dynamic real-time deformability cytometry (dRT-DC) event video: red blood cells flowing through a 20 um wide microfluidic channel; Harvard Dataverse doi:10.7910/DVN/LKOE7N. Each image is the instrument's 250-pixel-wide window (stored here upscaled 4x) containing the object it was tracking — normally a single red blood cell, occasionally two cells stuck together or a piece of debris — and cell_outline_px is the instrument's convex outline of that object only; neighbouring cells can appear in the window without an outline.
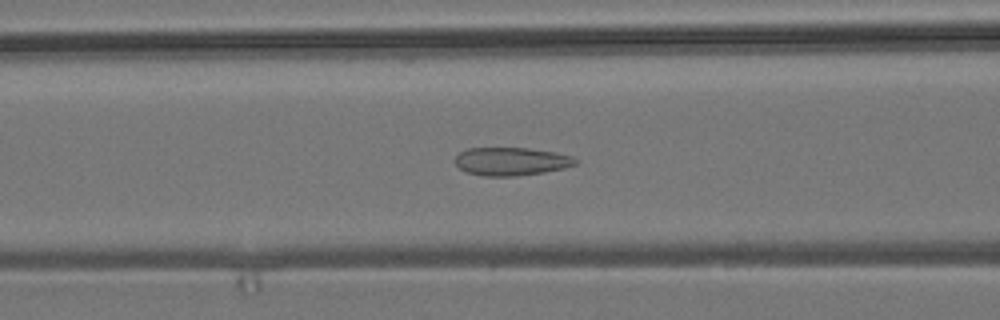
{"species": "common noctule bat (a hibernating species)", "species_latin": "Nyctalus noctula", "temperature_condition": "room temperature", "stored_images_in_passage": 54, "camera_frame_rate_fps": 3000, "um_per_image_px": 0.085, "animal": {"sex": "male", "body_mass_g": 19.2, "forearm_length_mm": 51.8}, "frame": {"image": 1, "passage_image": 22, "time_ms": 7.0, "image_size_px": [1000, 320], "cell_outline_px": [[580, 160], [576, 164], [564, 168], [544, 172], [516, 176], [484, 176], [468, 172], [460, 168], [456, 164], [456, 156], [460, 152], [468, 148], [528, 148], [556, 152], [572, 156]], "centroid_in_image_um": [43.5, 13.71], "position_along_channel_um": 123.1, "area_um2": 19.71}}
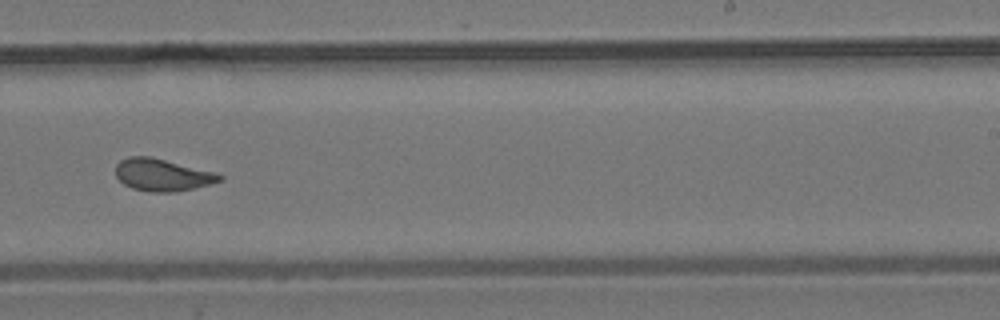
{"frame": {"image": 2, "passage_image": 34, "time_ms": 11.0, "image_size_px": [1000, 320], "cell_outline_px": [[224, 180], [176, 192], [148, 192], [132, 188], [124, 184], [116, 176], [116, 164], [120, 160], [128, 156], [148, 156], [216, 172], [224, 176]], "centroid_in_image_um": [13.79, 14.87], "position_along_channel_um": 275.2, "area_um2": 19.48}}
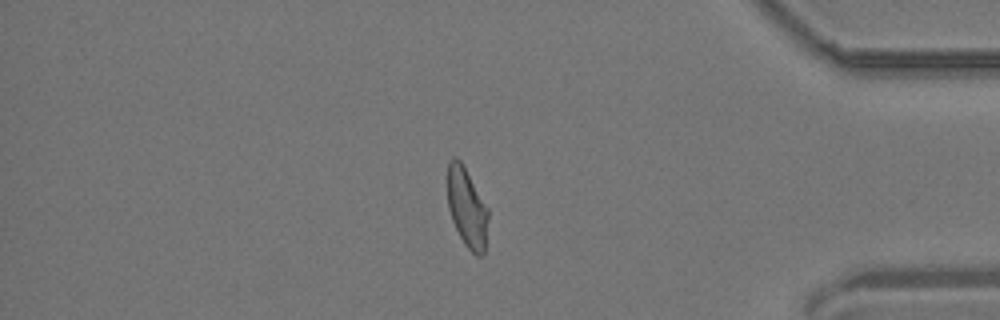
{"frame": {"image": 3, "passage_image": 46, "time_ms": 15.0, "image_size_px": [1000, 320], "cell_outline_px": [[488, 216], [484, 256], [476, 256], [464, 244], [452, 220], [448, 208], [448, 160], [452, 156], [456, 156], [460, 160], [488, 208]], "centroid_in_image_um": [39.68, 17.66], "position_along_channel_um": 395.5, "area_um2": 18.73}, "authors_computed_cell_mechanics": {"area_um2": 19.7965, "velocity_mm_per_s": 3.8086, "shape_relaxation_time_tau1_ms": null, "shape_relaxation_time_tau2_ms": 1.0625, "deformation_change_tau1": null, "deformation_change_tau2": 0.069}}